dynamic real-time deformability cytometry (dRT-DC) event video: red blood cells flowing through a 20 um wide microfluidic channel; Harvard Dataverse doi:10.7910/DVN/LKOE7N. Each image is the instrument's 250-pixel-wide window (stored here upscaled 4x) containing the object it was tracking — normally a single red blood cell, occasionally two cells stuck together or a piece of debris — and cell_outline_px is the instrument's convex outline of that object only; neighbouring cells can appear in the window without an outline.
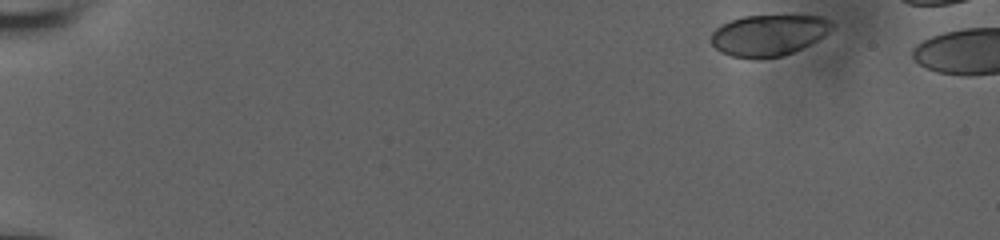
{"species": "human", "species_latin": "Homo sapiens", "temperature_condition": "room temperature", "stored_images_in_passage": 49, "camera_frame_rate_fps": 3000, "um_per_image_px": 0.085, "donor": {"sex": "male"}, "frame": {"image": 1, "passage_image": 1, "time_ms": 0.0, "image_size_px": [1000, 240], "cell_outline_px": [[832, 28], [824, 36], [792, 52], [780, 56], [732, 56], [720, 52], [712, 44], [712, 32], [716, 28], [732, 20], [744, 16], [792, 12], [820, 16], [828, 20], [832, 24]], "centroid_in_image_um": [65.38, 2.89], "position_along_channel_um": 19.6, "area_um2": 29.02}}
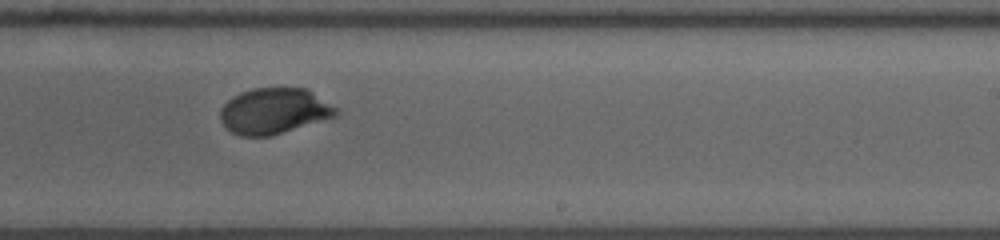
{"frame": {"image": 2, "passage_image": 32, "time_ms": 10.333, "image_size_px": [1000, 240], "cell_outline_px": [[340, 112], [336, 116], [268, 136], [240, 136], [232, 132], [220, 120], [220, 108], [228, 100], [240, 92], [252, 88], [308, 88], [340, 108]], "centroid_in_image_um": [23.33, 9.41], "position_along_channel_um": 265.7, "area_um2": 30.98}}
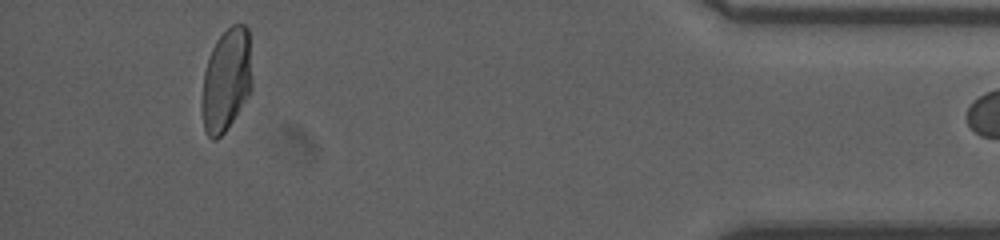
{"frame": {"image": 3, "passage_image": 48, "time_ms": 15.667, "image_size_px": [1000, 240], "cell_outline_px": [[252, 88], [248, 96], [224, 132], [216, 140], [212, 140], [208, 136], [204, 128], [204, 72], [208, 56], [216, 40], [232, 24], [244, 24], [248, 28], [252, 80]], "centroid_in_image_um": [19.27, 6.75], "position_along_channel_um": 415.9, "area_um2": 29.42}}